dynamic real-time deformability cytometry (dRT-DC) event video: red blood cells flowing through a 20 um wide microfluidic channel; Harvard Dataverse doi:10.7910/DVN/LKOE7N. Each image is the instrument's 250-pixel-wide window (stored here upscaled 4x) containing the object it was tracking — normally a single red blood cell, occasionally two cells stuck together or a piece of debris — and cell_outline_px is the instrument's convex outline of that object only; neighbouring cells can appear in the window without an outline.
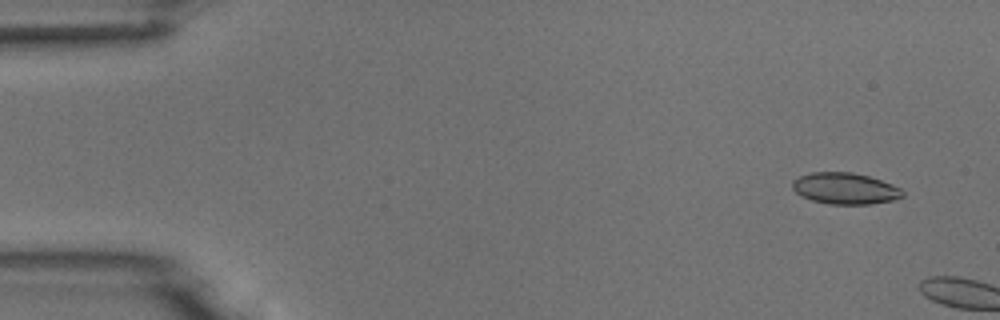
{"species": "common noctule bat (a hibernating species)", "species_latin": "Nyctalus noctula", "temperature_condition": "room temperature", "stored_images_in_passage": 2, "camera_frame_rate_fps": 3000, "um_per_image_px": 0.085, "animal": {"sex": "male", "body_mass_g": 18.8}, "frame": {"image": 1, "passage_image": 1, "time_ms": 0.0, "image_size_px": [1000, 320], "cell_outline_px": [[904, 196], [892, 200], [872, 204], [828, 204], [812, 200], [800, 196], [792, 188], [792, 180], [800, 176], [812, 172], [852, 172], [868, 176], [892, 184], [900, 188], [904, 192]], "centroid_in_image_um": [71.81, 16.02], "position_along_channel_um": 13.2, "area_um2": 20.17}}